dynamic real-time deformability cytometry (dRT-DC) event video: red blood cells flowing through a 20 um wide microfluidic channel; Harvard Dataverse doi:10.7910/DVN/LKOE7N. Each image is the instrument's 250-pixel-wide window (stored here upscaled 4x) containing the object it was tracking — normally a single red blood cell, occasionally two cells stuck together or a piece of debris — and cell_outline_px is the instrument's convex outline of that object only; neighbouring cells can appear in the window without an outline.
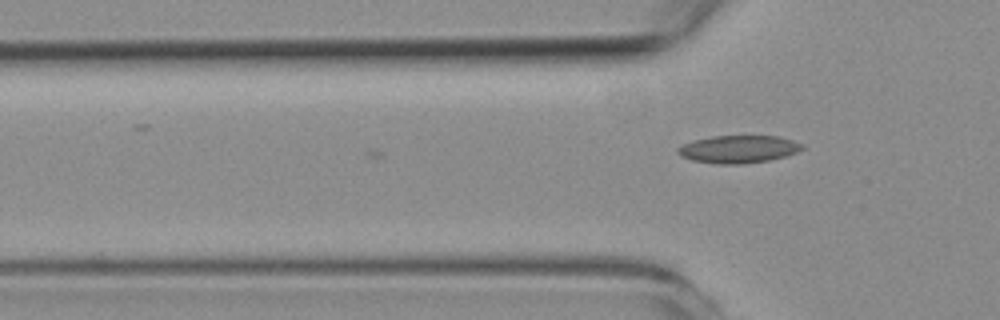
{"species": "common noctule bat (a hibernating species)", "species_latin": "Nyctalus noctula", "temperature_condition": "room temperature", "stored_images_in_passage": 5, "camera_frame_rate_fps": 3000, "um_per_image_px": 0.085, "animal": {"sex": "female", "body_mass_g": 19.3, "forearm_length_mm": 54.1}, "frame": {"image": 1, "passage_image": 5, "time_ms": 1.333, "image_size_px": [1000, 320], "cell_outline_px": [[804, 148], [796, 152], [784, 156], [768, 160], [740, 164], [716, 164], [692, 160], [680, 156], [676, 152], [676, 148], [684, 144], [696, 140], [712, 136], [780, 136], [804, 144]], "centroid_in_image_um": [62.76, 12.68], "position_along_channel_um": 63.0, "area_um2": 19.94}}